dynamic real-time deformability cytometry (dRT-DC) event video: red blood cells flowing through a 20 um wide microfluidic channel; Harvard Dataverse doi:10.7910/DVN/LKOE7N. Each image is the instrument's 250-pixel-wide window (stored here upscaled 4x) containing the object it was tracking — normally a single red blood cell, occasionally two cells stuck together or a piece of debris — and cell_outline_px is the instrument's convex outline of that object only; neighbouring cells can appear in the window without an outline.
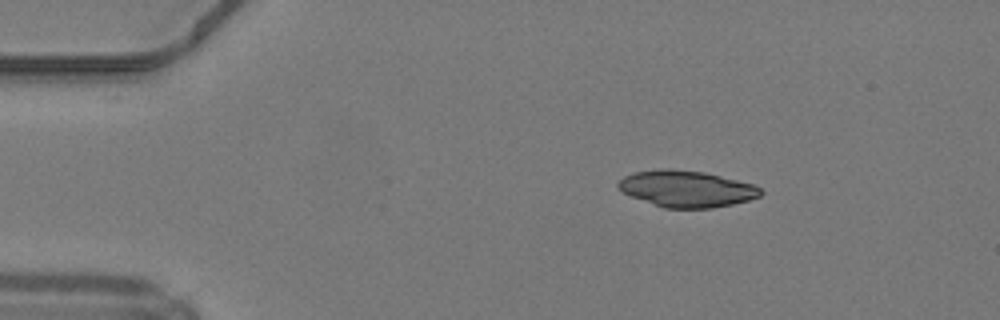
{"species": "common noctule bat (a hibernating species)", "species_latin": "Nyctalus noctula", "temperature_condition": "warm", "stored_images_in_passage": 41, "camera_frame_rate_fps": 3000, "um_per_image_px": 0.085, "animal": {"sex": "male", "body_mass_g": 19.2, "forearm_length_mm": 51.8}, "frame": {"image": 1, "passage_image": 1, "time_ms": 0.0, "image_size_px": [1000, 320], "cell_outline_px": [[764, 192], [760, 196], [748, 200], [732, 204], [712, 208], [664, 208], [632, 196], [624, 192], [616, 184], [624, 176], [632, 172], [660, 168], [672, 168], [704, 172], [752, 184], [760, 188]], "centroid_in_image_um": [58.35, 16.03], "position_along_channel_um": 26.7, "area_um2": 30.11}}